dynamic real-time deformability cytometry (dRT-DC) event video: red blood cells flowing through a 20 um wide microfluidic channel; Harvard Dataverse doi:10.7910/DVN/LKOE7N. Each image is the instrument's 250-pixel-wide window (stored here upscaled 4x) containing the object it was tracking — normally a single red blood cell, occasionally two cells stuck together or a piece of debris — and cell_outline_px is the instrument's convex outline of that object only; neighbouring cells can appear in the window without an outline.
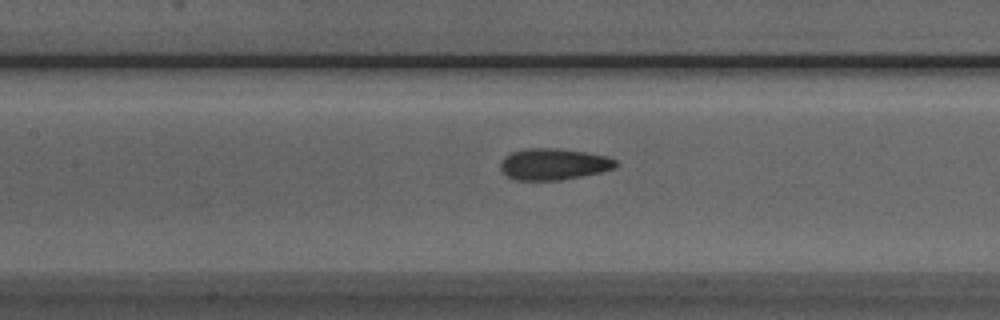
{"species": "Egyptian fruit bat (a non-hibernating species)", "species_latin": "Rousettus aegyptiacus", "temperature_condition": "room temperature", "stored_images_in_passage": 36, "camera_frame_rate_fps": 3000, "um_per_image_px": 0.085, "animal": {"sex": "male"}, "frame": {"image": 1, "passage_image": 17, "time_ms": 5.333, "image_size_px": [1000, 320], "cell_outline_px": [[616, 164], [612, 168], [600, 172], [560, 180], [516, 180], [500, 172], [500, 160], [504, 156], [512, 152], [524, 148], [560, 148], [608, 156], [616, 160]], "centroid_in_image_um": [46.98, 13.94], "position_along_channel_um": 160.4, "area_um2": 21.15}}
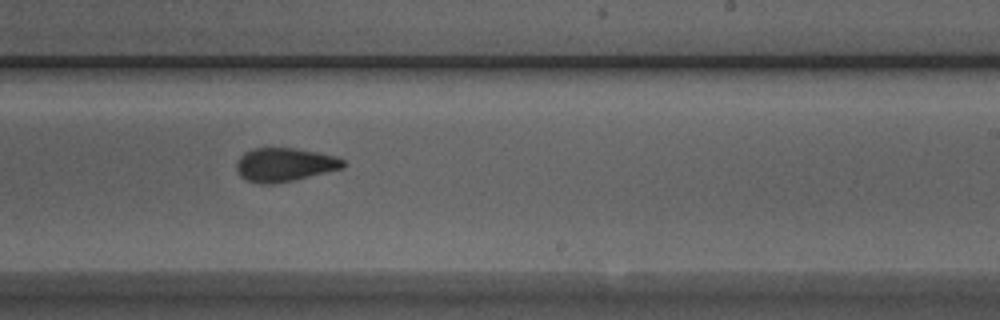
{"frame": {"image": 2, "passage_image": 25, "time_ms": 8.0, "image_size_px": [1000, 320], "cell_outline_px": [[348, 164], [344, 168], [292, 180], [272, 184], [260, 184], [244, 180], [236, 172], [236, 160], [244, 152], [252, 148], [292, 148], [316, 152], [336, 156], [344, 160]], "centroid_in_image_um": [24.15, 14.0], "position_along_channel_um": 264.8, "area_um2": 21.1}}
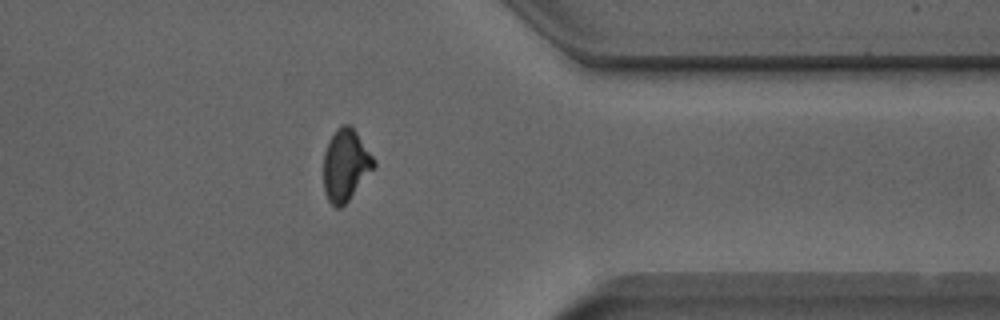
{"frame": {"image": 3, "passage_image": 35, "time_ms": 11.333, "image_size_px": [1000, 320], "cell_outline_px": [[376, 164], [348, 200], [340, 208], [336, 208], [328, 200], [324, 192], [324, 152], [336, 128], [344, 124], [348, 124], [356, 132], [376, 160]], "centroid_in_image_um": [29.36, 14.03], "position_along_channel_um": 382.0, "area_um2": 20.58}}